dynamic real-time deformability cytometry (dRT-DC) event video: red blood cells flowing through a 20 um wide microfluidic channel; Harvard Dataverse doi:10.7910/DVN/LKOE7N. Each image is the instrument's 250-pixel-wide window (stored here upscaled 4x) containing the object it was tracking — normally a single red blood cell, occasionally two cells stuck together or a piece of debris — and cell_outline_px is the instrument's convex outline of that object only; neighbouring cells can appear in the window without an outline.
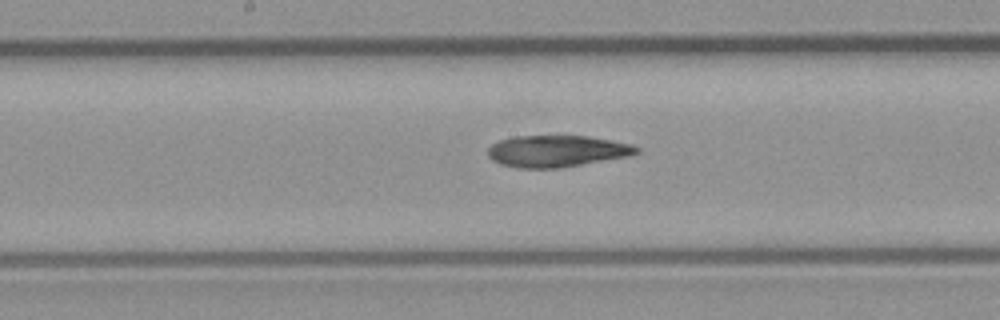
{"species": "common noctule bat (a hibernating species)", "species_latin": "Nyctalus noctula", "temperature_condition": "room temperature", "stored_images_in_passage": 7, "camera_frame_rate_fps": 3000, "um_per_image_px": 0.085, "animal": {"sex": "male", "body_mass_g": 23.1, "forearm_length_mm": 52.7}, "frame": {"image": 1, "passage_image": 7, "time_ms": 2.0, "image_size_px": [1000, 320], "cell_outline_px": [[640, 152], [628, 156], [560, 168], [516, 168], [500, 164], [492, 160], [488, 156], [488, 148], [492, 144], [500, 140], [512, 136], [588, 136], [632, 144], [640, 148]], "centroid_in_image_um": [47.31, 12.85], "position_along_channel_um": 200.9, "area_um2": 27.46}}